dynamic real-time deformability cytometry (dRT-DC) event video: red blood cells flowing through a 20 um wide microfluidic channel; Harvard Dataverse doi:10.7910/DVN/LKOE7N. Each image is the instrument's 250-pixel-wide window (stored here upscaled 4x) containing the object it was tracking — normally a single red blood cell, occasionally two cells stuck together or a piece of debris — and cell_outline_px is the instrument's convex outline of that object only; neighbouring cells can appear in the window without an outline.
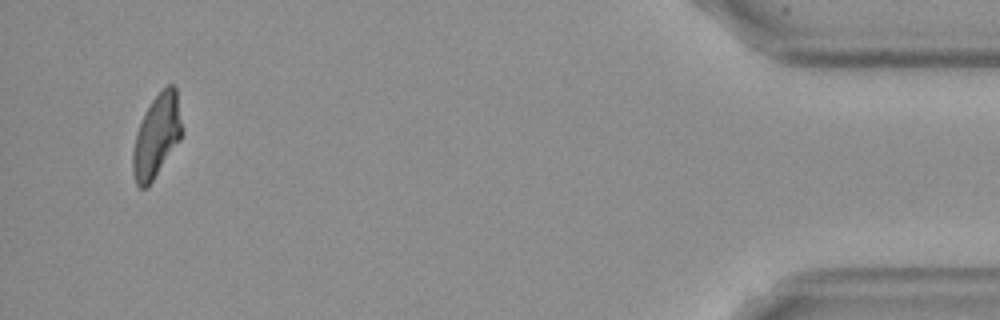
{"species": "Egyptian fruit bat (a non-hibernating species)", "species_latin": "Rousettus aegyptiacus", "temperature_condition": "cold", "stored_images_in_passage": 15, "camera_frame_rate_fps": 3000, "um_per_image_px": 0.085, "frame": {"image": 1, "passage_image": 15, "time_ms": 17.667, "image_size_px": [1000, 320], "cell_outline_px": [[184, 128], [180, 140], [152, 180], [144, 188], [140, 188], [136, 184], [132, 172], [132, 152], [136, 132], [152, 100], [168, 84], [172, 84], [176, 88]], "centroid_in_image_um": [13.33, 11.54], "position_along_channel_um": 421.9, "area_um2": 23.52}, "authors_computed_cell_mechanics": {"area_um2": 25.2008, "velocity_mm_per_s": 3.5278, "shape_relaxation_time_tau1_ms": 2.2542, "shape_relaxation_time_tau2_ms": 3.4455, "deformation_change_tau1": 0.1008, "deformation_change_tau2": 0.0866}}